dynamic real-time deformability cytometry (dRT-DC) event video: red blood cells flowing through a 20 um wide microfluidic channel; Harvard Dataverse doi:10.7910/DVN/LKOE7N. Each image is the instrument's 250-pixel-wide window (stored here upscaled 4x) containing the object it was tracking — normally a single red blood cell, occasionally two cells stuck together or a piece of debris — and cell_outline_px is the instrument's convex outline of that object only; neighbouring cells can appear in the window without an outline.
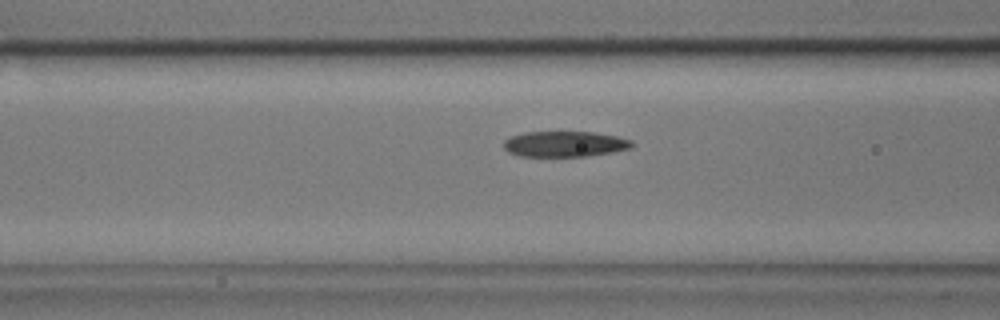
{"species": "common noctule bat (a hibernating species)", "species_latin": "Nyctalus noctula", "temperature_condition": "cold", "stored_images_in_passage": 16, "camera_frame_rate_fps": 3000, "um_per_image_px": 0.085, "animal": {"sex": "male", "body_mass_g": 17.9}, "frame": {"image": 1, "passage_image": 14, "time_ms": 4.333, "image_size_px": [1000, 320], "cell_outline_px": [[632, 148], [588, 156], [520, 156], [508, 152], [504, 148], [504, 140], [508, 136], [524, 132], [592, 132], [616, 136], [632, 140]], "centroid_in_image_um": [47.96, 12.23], "position_along_channel_um": 118.6, "area_um2": 19.13}}